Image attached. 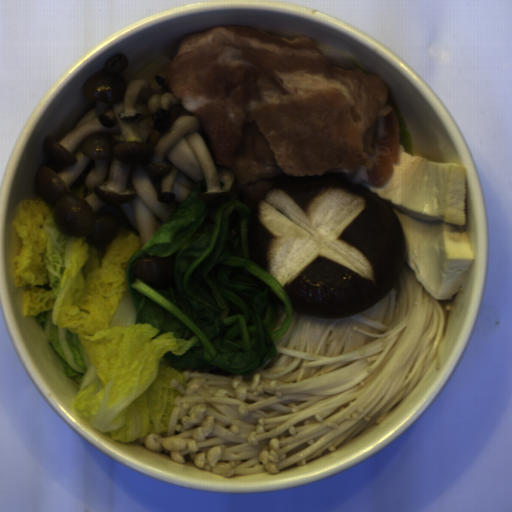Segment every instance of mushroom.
Returning <instances> with one entry per match:
<instances>
[{
    "mask_svg": "<svg viewBox=\"0 0 512 512\" xmlns=\"http://www.w3.org/2000/svg\"><path fill=\"white\" fill-rule=\"evenodd\" d=\"M405 257L395 212L353 180L288 179L254 210L248 261L277 280L295 313L365 311L396 282Z\"/></svg>",
    "mask_w": 512,
    "mask_h": 512,
    "instance_id": "obj_1",
    "label": "mushroom"
}]
</instances>
